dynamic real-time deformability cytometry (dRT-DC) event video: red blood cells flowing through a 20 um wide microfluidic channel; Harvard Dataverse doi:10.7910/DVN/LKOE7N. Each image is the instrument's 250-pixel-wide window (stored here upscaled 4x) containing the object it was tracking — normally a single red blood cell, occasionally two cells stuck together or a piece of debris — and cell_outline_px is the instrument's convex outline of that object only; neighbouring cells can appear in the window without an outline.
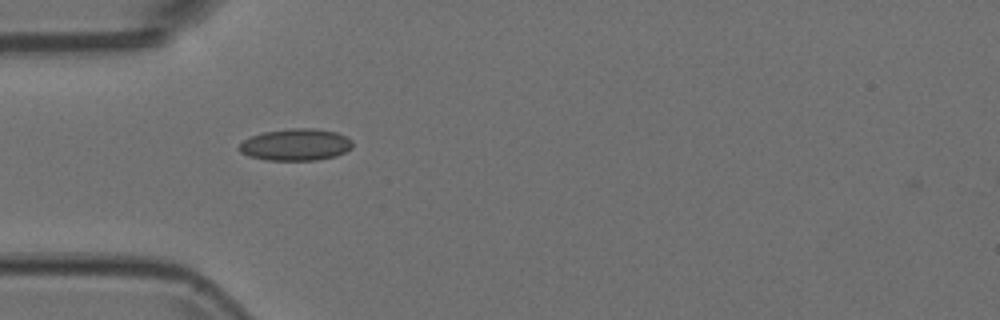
{"species": "Egyptian fruit bat (a non-hibernating species)", "species_latin": "Rousettus aegyptiacus", "temperature_condition": "room temperature", "stored_images_in_passage": 38, "camera_frame_rate_fps": 3000, "um_per_image_px": 0.085, "animal": {"sex": "female"}, "frame": {"image": 1, "passage_image": 1, "time_ms": 0.0, "image_size_px": [1000, 320], "cell_outline_px": [[352, 148], [336, 156], [316, 160], [268, 160], [248, 156], [240, 152], [236, 148], [244, 140], [252, 136], [264, 132], [288, 128], [316, 128], [336, 132], [352, 140]], "centroid_in_image_um": [25.12, 12.29], "position_along_channel_um": 59.9, "area_um2": 21.1}}
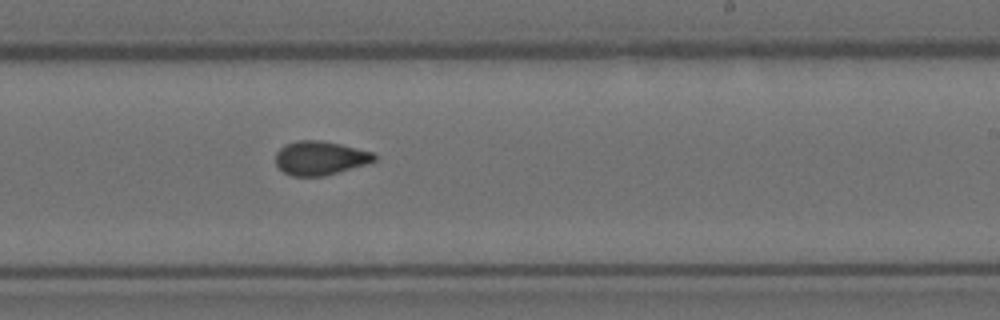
{"frame": {"image": 2, "passage_image": 17, "time_ms": 5.333, "image_size_px": [1000, 320], "cell_outline_px": [[376, 160], [364, 164], [324, 176], [292, 176], [284, 172], [276, 164], [276, 152], [284, 144], [296, 140], [320, 140], [340, 144], [372, 152], [376, 156]], "centroid_in_image_um": [27.16, 13.42], "position_along_channel_um": 261.8, "area_um2": 19.31}}
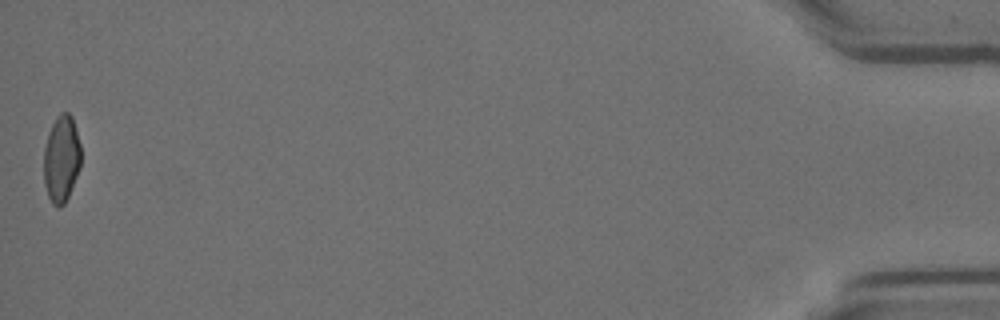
{"frame": {"image": 3, "passage_image": 38, "time_ms": 12.333, "image_size_px": [1000, 320], "cell_outline_px": [[80, 168], [68, 196], [64, 204], [60, 208], [56, 208], [52, 204], [48, 196], [44, 184], [44, 148], [48, 132], [56, 116], [60, 112], [68, 112], [72, 116], [80, 144]], "centroid_in_image_um": [5.21, 13.5], "position_along_channel_um": 430.0, "area_um2": 18.96}}